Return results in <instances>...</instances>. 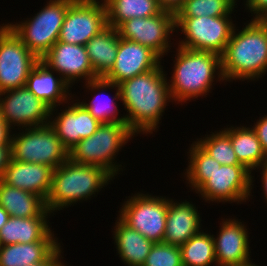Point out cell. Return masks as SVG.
I'll return each instance as SVG.
<instances>
[{"mask_svg": "<svg viewBox=\"0 0 267 266\" xmlns=\"http://www.w3.org/2000/svg\"><path fill=\"white\" fill-rule=\"evenodd\" d=\"M236 8L230 0H185L175 17H218L231 15Z\"/></svg>", "mask_w": 267, "mask_h": 266, "instance_id": "obj_33", "label": "cell"}, {"mask_svg": "<svg viewBox=\"0 0 267 266\" xmlns=\"http://www.w3.org/2000/svg\"><path fill=\"white\" fill-rule=\"evenodd\" d=\"M49 216L29 218L10 217L0 229L1 245L32 243L37 241H59L54 237L48 220Z\"/></svg>", "mask_w": 267, "mask_h": 266, "instance_id": "obj_22", "label": "cell"}, {"mask_svg": "<svg viewBox=\"0 0 267 266\" xmlns=\"http://www.w3.org/2000/svg\"><path fill=\"white\" fill-rule=\"evenodd\" d=\"M231 17H175L176 33L179 29L185 35L178 41V46L210 51L221 56L236 26Z\"/></svg>", "mask_w": 267, "mask_h": 266, "instance_id": "obj_8", "label": "cell"}, {"mask_svg": "<svg viewBox=\"0 0 267 266\" xmlns=\"http://www.w3.org/2000/svg\"><path fill=\"white\" fill-rule=\"evenodd\" d=\"M123 201L118 217L154 243L163 242L168 198L137 192Z\"/></svg>", "mask_w": 267, "mask_h": 266, "instance_id": "obj_9", "label": "cell"}, {"mask_svg": "<svg viewBox=\"0 0 267 266\" xmlns=\"http://www.w3.org/2000/svg\"><path fill=\"white\" fill-rule=\"evenodd\" d=\"M201 230L180 246L183 266H217L214 240Z\"/></svg>", "mask_w": 267, "mask_h": 266, "instance_id": "obj_30", "label": "cell"}, {"mask_svg": "<svg viewBox=\"0 0 267 266\" xmlns=\"http://www.w3.org/2000/svg\"><path fill=\"white\" fill-rule=\"evenodd\" d=\"M40 60L58 73L71 88L80 79L88 82L100 78L94 72L83 45L57 41Z\"/></svg>", "mask_w": 267, "mask_h": 266, "instance_id": "obj_15", "label": "cell"}, {"mask_svg": "<svg viewBox=\"0 0 267 266\" xmlns=\"http://www.w3.org/2000/svg\"><path fill=\"white\" fill-rule=\"evenodd\" d=\"M9 218L10 215L8 212L0 205V229L6 224Z\"/></svg>", "mask_w": 267, "mask_h": 266, "instance_id": "obj_42", "label": "cell"}, {"mask_svg": "<svg viewBox=\"0 0 267 266\" xmlns=\"http://www.w3.org/2000/svg\"><path fill=\"white\" fill-rule=\"evenodd\" d=\"M168 198L166 228L163 242L174 246H181L202 229L201 214L198 208L187 200L174 202Z\"/></svg>", "mask_w": 267, "mask_h": 266, "instance_id": "obj_19", "label": "cell"}, {"mask_svg": "<svg viewBox=\"0 0 267 266\" xmlns=\"http://www.w3.org/2000/svg\"><path fill=\"white\" fill-rule=\"evenodd\" d=\"M106 26V7L102 0H74L67 9L58 41L85 46Z\"/></svg>", "mask_w": 267, "mask_h": 266, "instance_id": "obj_12", "label": "cell"}, {"mask_svg": "<svg viewBox=\"0 0 267 266\" xmlns=\"http://www.w3.org/2000/svg\"><path fill=\"white\" fill-rule=\"evenodd\" d=\"M257 170H262L260 172L261 174V183H262V189H263V194H264V199L266 200V204H267V162L262 164L261 166H259L257 168Z\"/></svg>", "mask_w": 267, "mask_h": 266, "instance_id": "obj_41", "label": "cell"}, {"mask_svg": "<svg viewBox=\"0 0 267 266\" xmlns=\"http://www.w3.org/2000/svg\"><path fill=\"white\" fill-rule=\"evenodd\" d=\"M119 38L118 30L107 25L85 45L93 70L99 77H104L114 66Z\"/></svg>", "mask_w": 267, "mask_h": 266, "instance_id": "obj_27", "label": "cell"}, {"mask_svg": "<svg viewBox=\"0 0 267 266\" xmlns=\"http://www.w3.org/2000/svg\"><path fill=\"white\" fill-rule=\"evenodd\" d=\"M256 21L263 27L267 33V11L260 15Z\"/></svg>", "mask_w": 267, "mask_h": 266, "instance_id": "obj_43", "label": "cell"}, {"mask_svg": "<svg viewBox=\"0 0 267 266\" xmlns=\"http://www.w3.org/2000/svg\"><path fill=\"white\" fill-rule=\"evenodd\" d=\"M0 110L3 120L12 130L15 126L19 130L42 126L50 121L51 108L26 86L0 92Z\"/></svg>", "mask_w": 267, "mask_h": 266, "instance_id": "obj_14", "label": "cell"}, {"mask_svg": "<svg viewBox=\"0 0 267 266\" xmlns=\"http://www.w3.org/2000/svg\"><path fill=\"white\" fill-rule=\"evenodd\" d=\"M231 139L237 159L251 173L267 162V154L263 150L252 127L228 126L222 129Z\"/></svg>", "mask_w": 267, "mask_h": 266, "instance_id": "obj_26", "label": "cell"}, {"mask_svg": "<svg viewBox=\"0 0 267 266\" xmlns=\"http://www.w3.org/2000/svg\"><path fill=\"white\" fill-rule=\"evenodd\" d=\"M162 60L150 48L120 37L115 64L103 78L119 84L126 79L155 69Z\"/></svg>", "mask_w": 267, "mask_h": 266, "instance_id": "obj_18", "label": "cell"}, {"mask_svg": "<svg viewBox=\"0 0 267 266\" xmlns=\"http://www.w3.org/2000/svg\"><path fill=\"white\" fill-rule=\"evenodd\" d=\"M142 266H183L180 247L164 242L154 243Z\"/></svg>", "mask_w": 267, "mask_h": 266, "instance_id": "obj_34", "label": "cell"}, {"mask_svg": "<svg viewBox=\"0 0 267 266\" xmlns=\"http://www.w3.org/2000/svg\"><path fill=\"white\" fill-rule=\"evenodd\" d=\"M68 103L65 109L55 114L58 109H51L49 124L54 128L63 146L69 151L84 138L93 135L102 124L80 104V100ZM75 101V103H74ZM71 105V106H70ZM56 117L54 118V114ZM53 115V116H52ZM52 120V121H51Z\"/></svg>", "mask_w": 267, "mask_h": 266, "instance_id": "obj_17", "label": "cell"}, {"mask_svg": "<svg viewBox=\"0 0 267 266\" xmlns=\"http://www.w3.org/2000/svg\"><path fill=\"white\" fill-rule=\"evenodd\" d=\"M25 86L51 109L57 108L60 104L64 107L65 103L72 100L71 87L41 60L33 67Z\"/></svg>", "mask_w": 267, "mask_h": 266, "instance_id": "obj_21", "label": "cell"}, {"mask_svg": "<svg viewBox=\"0 0 267 266\" xmlns=\"http://www.w3.org/2000/svg\"><path fill=\"white\" fill-rule=\"evenodd\" d=\"M252 175L243 165H221L196 193L208 203H243L253 190Z\"/></svg>", "mask_w": 267, "mask_h": 266, "instance_id": "obj_11", "label": "cell"}, {"mask_svg": "<svg viewBox=\"0 0 267 266\" xmlns=\"http://www.w3.org/2000/svg\"><path fill=\"white\" fill-rule=\"evenodd\" d=\"M161 63L146 73L119 83L126 122L135 134L151 135L159 128L169 102H173Z\"/></svg>", "mask_w": 267, "mask_h": 266, "instance_id": "obj_1", "label": "cell"}, {"mask_svg": "<svg viewBox=\"0 0 267 266\" xmlns=\"http://www.w3.org/2000/svg\"><path fill=\"white\" fill-rule=\"evenodd\" d=\"M10 126H0V146H11V130Z\"/></svg>", "mask_w": 267, "mask_h": 266, "instance_id": "obj_40", "label": "cell"}, {"mask_svg": "<svg viewBox=\"0 0 267 266\" xmlns=\"http://www.w3.org/2000/svg\"><path fill=\"white\" fill-rule=\"evenodd\" d=\"M60 245L44 262H40L30 266H67L64 262H61L63 259L62 255L63 250Z\"/></svg>", "mask_w": 267, "mask_h": 266, "instance_id": "obj_37", "label": "cell"}, {"mask_svg": "<svg viewBox=\"0 0 267 266\" xmlns=\"http://www.w3.org/2000/svg\"><path fill=\"white\" fill-rule=\"evenodd\" d=\"M113 231L116 251L127 266H142L154 242L126 225L118 216Z\"/></svg>", "mask_w": 267, "mask_h": 266, "instance_id": "obj_24", "label": "cell"}, {"mask_svg": "<svg viewBox=\"0 0 267 266\" xmlns=\"http://www.w3.org/2000/svg\"><path fill=\"white\" fill-rule=\"evenodd\" d=\"M250 126L254 130L263 150L267 154V115H264L263 117L258 119L253 126Z\"/></svg>", "mask_w": 267, "mask_h": 266, "instance_id": "obj_35", "label": "cell"}, {"mask_svg": "<svg viewBox=\"0 0 267 266\" xmlns=\"http://www.w3.org/2000/svg\"><path fill=\"white\" fill-rule=\"evenodd\" d=\"M106 7L107 25L118 28L132 18H146L163 9L158 0H102Z\"/></svg>", "mask_w": 267, "mask_h": 266, "instance_id": "obj_29", "label": "cell"}, {"mask_svg": "<svg viewBox=\"0 0 267 266\" xmlns=\"http://www.w3.org/2000/svg\"><path fill=\"white\" fill-rule=\"evenodd\" d=\"M38 61L7 24H0V92L24 87Z\"/></svg>", "mask_w": 267, "mask_h": 266, "instance_id": "obj_10", "label": "cell"}, {"mask_svg": "<svg viewBox=\"0 0 267 266\" xmlns=\"http://www.w3.org/2000/svg\"><path fill=\"white\" fill-rule=\"evenodd\" d=\"M0 205L10 217L50 216L46 201L35 193L18 189L0 179Z\"/></svg>", "mask_w": 267, "mask_h": 266, "instance_id": "obj_25", "label": "cell"}, {"mask_svg": "<svg viewBox=\"0 0 267 266\" xmlns=\"http://www.w3.org/2000/svg\"><path fill=\"white\" fill-rule=\"evenodd\" d=\"M247 23L238 33L235 26L221 55L225 82L255 81L267 72V33L256 20Z\"/></svg>", "mask_w": 267, "mask_h": 266, "instance_id": "obj_3", "label": "cell"}, {"mask_svg": "<svg viewBox=\"0 0 267 266\" xmlns=\"http://www.w3.org/2000/svg\"><path fill=\"white\" fill-rule=\"evenodd\" d=\"M252 14V20H256L260 15L267 11V0H251L245 7ZM255 15V16H254Z\"/></svg>", "mask_w": 267, "mask_h": 266, "instance_id": "obj_36", "label": "cell"}, {"mask_svg": "<svg viewBox=\"0 0 267 266\" xmlns=\"http://www.w3.org/2000/svg\"><path fill=\"white\" fill-rule=\"evenodd\" d=\"M0 126H9L2 118L1 110H0Z\"/></svg>", "mask_w": 267, "mask_h": 266, "instance_id": "obj_45", "label": "cell"}, {"mask_svg": "<svg viewBox=\"0 0 267 266\" xmlns=\"http://www.w3.org/2000/svg\"><path fill=\"white\" fill-rule=\"evenodd\" d=\"M24 129L21 128L19 134L12 132V160L43 164L56 169L69 159V151L49 123Z\"/></svg>", "mask_w": 267, "mask_h": 266, "instance_id": "obj_7", "label": "cell"}, {"mask_svg": "<svg viewBox=\"0 0 267 266\" xmlns=\"http://www.w3.org/2000/svg\"><path fill=\"white\" fill-rule=\"evenodd\" d=\"M133 137L127 123H102L93 135L69 150V160L105 168L115 177L123 171L115 162L117 154Z\"/></svg>", "mask_w": 267, "mask_h": 266, "instance_id": "obj_5", "label": "cell"}, {"mask_svg": "<svg viewBox=\"0 0 267 266\" xmlns=\"http://www.w3.org/2000/svg\"><path fill=\"white\" fill-rule=\"evenodd\" d=\"M238 0H230V2L234 5V6H236L237 5V2ZM251 0H245L244 1V3H245V7L247 6V4L250 2Z\"/></svg>", "mask_w": 267, "mask_h": 266, "instance_id": "obj_44", "label": "cell"}, {"mask_svg": "<svg viewBox=\"0 0 267 266\" xmlns=\"http://www.w3.org/2000/svg\"><path fill=\"white\" fill-rule=\"evenodd\" d=\"M241 266H259V265H257V264H254V263H248V264H245V265H241Z\"/></svg>", "mask_w": 267, "mask_h": 266, "instance_id": "obj_46", "label": "cell"}, {"mask_svg": "<svg viewBox=\"0 0 267 266\" xmlns=\"http://www.w3.org/2000/svg\"><path fill=\"white\" fill-rule=\"evenodd\" d=\"M115 177L105 168L67 160L52 173L51 192L46 199L47 209L55 214L73 204L95 197ZM92 196V197H91ZM58 210V211H57Z\"/></svg>", "mask_w": 267, "mask_h": 266, "instance_id": "obj_4", "label": "cell"}, {"mask_svg": "<svg viewBox=\"0 0 267 266\" xmlns=\"http://www.w3.org/2000/svg\"><path fill=\"white\" fill-rule=\"evenodd\" d=\"M59 246L58 241L1 245L0 266H30L44 262Z\"/></svg>", "mask_w": 267, "mask_h": 266, "instance_id": "obj_28", "label": "cell"}, {"mask_svg": "<svg viewBox=\"0 0 267 266\" xmlns=\"http://www.w3.org/2000/svg\"><path fill=\"white\" fill-rule=\"evenodd\" d=\"M217 236L213 235L217 266L251 263L247 226L238 219H222Z\"/></svg>", "mask_w": 267, "mask_h": 266, "instance_id": "obj_16", "label": "cell"}, {"mask_svg": "<svg viewBox=\"0 0 267 266\" xmlns=\"http://www.w3.org/2000/svg\"><path fill=\"white\" fill-rule=\"evenodd\" d=\"M195 141L221 165H241L233 150L230 137L221 129Z\"/></svg>", "mask_w": 267, "mask_h": 266, "instance_id": "obj_32", "label": "cell"}, {"mask_svg": "<svg viewBox=\"0 0 267 266\" xmlns=\"http://www.w3.org/2000/svg\"><path fill=\"white\" fill-rule=\"evenodd\" d=\"M12 159L11 146H0V179Z\"/></svg>", "mask_w": 267, "mask_h": 266, "instance_id": "obj_38", "label": "cell"}, {"mask_svg": "<svg viewBox=\"0 0 267 266\" xmlns=\"http://www.w3.org/2000/svg\"><path fill=\"white\" fill-rule=\"evenodd\" d=\"M84 86H86L88 91L90 90L89 92H91V95L92 92H94V98H91V101L88 103L86 101H82L80 104H82L95 119H97L100 123H127L124 114L121 117L118 114L120 112L118 110L116 100H121V93L118 84L109 82L103 77H100L98 79L85 82ZM107 89L116 90L115 95L111 97L112 99L110 96L109 100L107 99L108 97H103V92L107 91ZM96 92L98 93L96 94Z\"/></svg>", "mask_w": 267, "mask_h": 266, "instance_id": "obj_23", "label": "cell"}, {"mask_svg": "<svg viewBox=\"0 0 267 266\" xmlns=\"http://www.w3.org/2000/svg\"><path fill=\"white\" fill-rule=\"evenodd\" d=\"M74 0H49L33 18L6 23L40 60L58 41L67 9Z\"/></svg>", "mask_w": 267, "mask_h": 266, "instance_id": "obj_6", "label": "cell"}, {"mask_svg": "<svg viewBox=\"0 0 267 266\" xmlns=\"http://www.w3.org/2000/svg\"><path fill=\"white\" fill-rule=\"evenodd\" d=\"M188 166L186 167V183L195 192L211 177L219 164L213 157L205 152L195 141L189 147Z\"/></svg>", "mask_w": 267, "mask_h": 266, "instance_id": "obj_31", "label": "cell"}, {"mask_svg": "<svg viewBox=\"0 0 267 266\" xmlns=\"http://www.w3.org/2000/svg\"><path fill=\"white\" fill-rule=\"evenodd\" d=\"M175 49L177 53L173 61V74L171 80L167 79L175 103L182 105L183 102L211 93L215 77L218 81H224L219 54L178 45Z\"/></svg>", "mask_w": 267, "mask_h": 266, "instance_id": "obj_2", "label": "cell"}, {"mask_svg": "<svg viewBox=\"0 0 267 266\" xmlns=\"http://www.w3.org/2000/svg\"><path fill=\"white\" fill-rule=\"evenodd\" d=\"M185 0H158L160 7L163 10L176 13L177 10L183 5Z\"/></svg>", "mask_w": 267, "mask_h": 266, "instance_id": "obj_39", "label": "cell"}, {"mask_svg": "<svg viewBox=\"0 0 267 266\" xmlns=\"http://www.w3.org/2000/svg\"><path fill=\"white\" fill-rule=\"evenodd\" d=\"M117 30L122 39L144 45L162 59L168 55L172 47L169 39H171L170 34L172 35L176 30L175 13L162 10L155 16L132 18L123 22Z\"/></svg>", "mask_w": 267, "mask_h": 266, "instance_id": "obj_13", "label": "cell"}, {"mask_svg": "<svg viewBox=\"0 0 267 266\" xmlns=\"http://www.w3.org/2000/svg\"><path fill=\"white\" fill-rule=\"evenodd\" d=\"M53 170L43 164L11 159L1 179L8 185L35 193L46 201L51 192Z\"/></svg>", "mask_w": 267, "mask_h": 266, "instance_id": "obj_20", "label": "cell"}]
</instances>
